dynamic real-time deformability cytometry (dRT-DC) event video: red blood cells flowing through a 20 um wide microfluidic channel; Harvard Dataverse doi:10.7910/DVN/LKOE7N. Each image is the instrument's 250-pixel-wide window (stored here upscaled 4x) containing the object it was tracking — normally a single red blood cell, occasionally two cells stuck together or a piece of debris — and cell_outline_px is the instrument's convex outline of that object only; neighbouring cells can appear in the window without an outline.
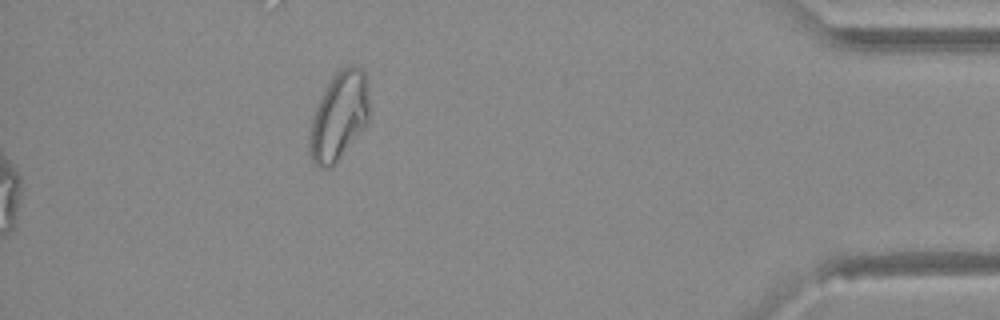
{"species": "Egyptian fruit bat (a non-hibernating species)", "species_latin": "Rousettus aegyptiacus", "temperature_condition": "warm", "stored_images_in_passage": 46, "segment_of_instrument_passage": [2, 2], "camera_frame_rate_fps": 3000, "um_per_image_px": 0.085, "animal": {"sex": "female"}, "frame": {"image": 1, "passage_image": 46, "time_ms": 15.0, "image_size_px": [1000, 320], "cell_outline_px": [[368, 124], [336, 164], [332, 168], [320, 168], [312, 160], [308, 152], [308, 136], [312, 116], [332, 76], [340, 68], [348, 64], [360, 68], [364, 72], [368, 104]], "centroid_in_image_um": [28.79, 9.94], "position_along_channel_um": 406.4, "area_um2": 30.87}}